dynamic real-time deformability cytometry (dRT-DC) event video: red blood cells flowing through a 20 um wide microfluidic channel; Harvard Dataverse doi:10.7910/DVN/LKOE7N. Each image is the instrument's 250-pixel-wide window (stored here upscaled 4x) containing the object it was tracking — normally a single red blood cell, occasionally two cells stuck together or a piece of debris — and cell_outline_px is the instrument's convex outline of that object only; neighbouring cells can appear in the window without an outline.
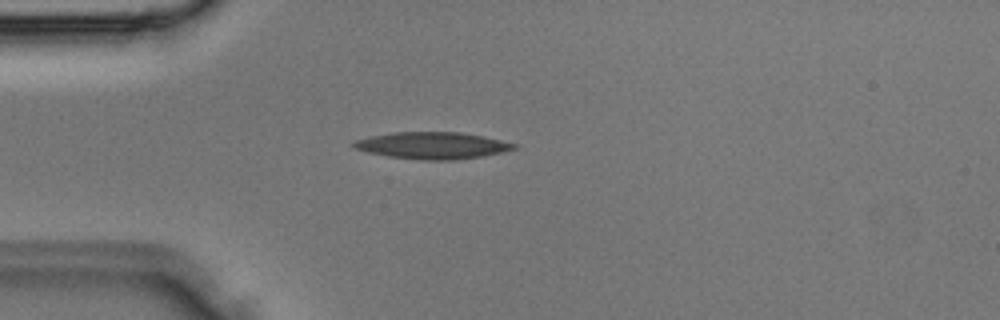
{"species": "Egyptian fruit bat (a non-hibernating species)", "species_latin": "Rousettus aegyptiacus", "temperature_condition": "room temperature", "stored_images_in_passage": 33, "camera_frame_rate_fps": 3000, "um_per_image_px": 0.085, "animal": {"sex": "male"}, "frame": {"image": 1, "passage_image": 7, "time_ms": 2.0, "image_size_px": [1000, 320], "cell_outline_px": [[516, 148], [500, 152], [480, 156], [456, 160], [424, 160], [388, 156], [368, 152], [356, 148], [348, 144], [356, 140], [368, 136], [392, 132], [460, 132], [484, 136], [516, 144]], "centroid_in_image_um": [36.7, 12.36], "position_along_channel_um": 48.3, "area_um2": 24.91}}
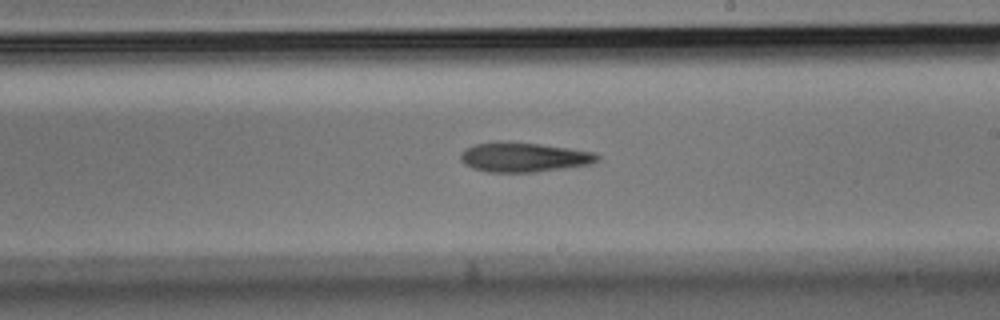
{"frame": {"image": 2, "passage_image": 18, "time_ms": 5.667, "image_size_px": [1000, 320], "cell_outline_px": [[600, 160], [592, 164], [536, 172], [488, 172], [472, 168], [464, 164], [460, 160], [460, 152], [464, 148], [476, 144], [496, 140], [504, 140], [540, 144], [596, 152], [600, 156]], "centroid_in_image_um": [44.5, 13.35], "position_along_channel_um": 244.5, "area_um2": 24.04}}
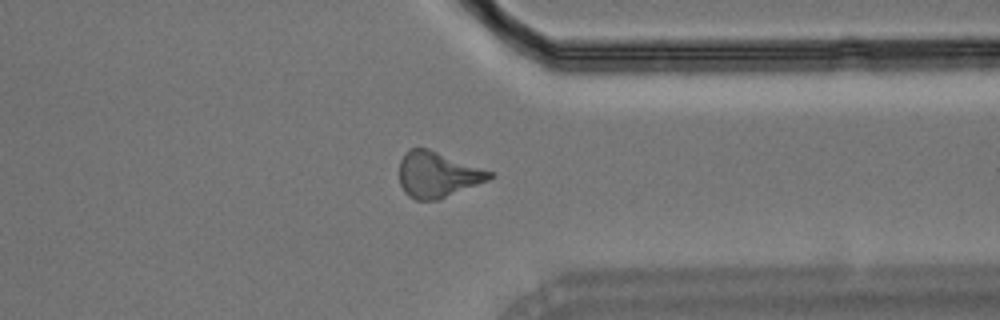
{"frame": {"image": 3, "passage_image": 25, "time_ms": 8.0, "image_size_px": [1000, 320], "cell_outline_px": [[496, 176], [488, 180], [440, 200], [416, 200], [408, 196], [404, 192], [400, 184], [400, 160], [408, 148], [428, 148], [496, 172]], "centroid_in_image_um": [37.23, 14.84], "position_along_channel_um": 374.2, "area_um2": 24.45}}